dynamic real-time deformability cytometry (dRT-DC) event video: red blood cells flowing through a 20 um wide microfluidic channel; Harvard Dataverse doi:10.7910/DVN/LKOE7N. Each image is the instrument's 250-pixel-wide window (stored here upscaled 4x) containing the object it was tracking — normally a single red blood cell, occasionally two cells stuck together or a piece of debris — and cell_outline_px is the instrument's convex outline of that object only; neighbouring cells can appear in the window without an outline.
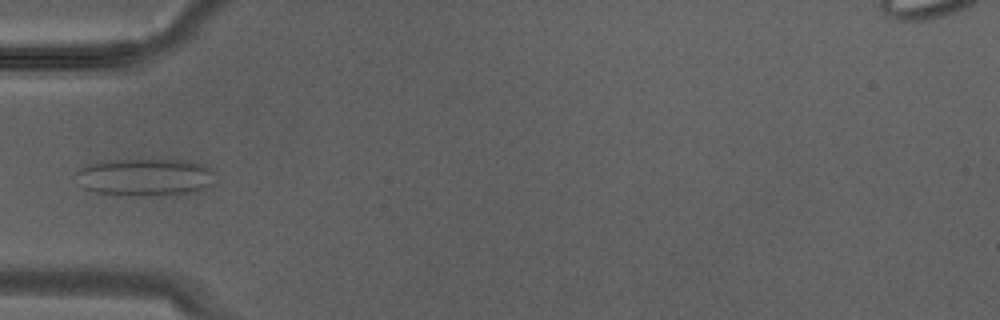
{"species": "Egyptian fruit bat (a non-hibernating species)", "species_latin": "Rousettus aegyptiacus", "temperature_condition": "warm", "stored_images_in_passage": 7, "camera_frame_rate_fps": 3000, "um_per_image_px": 0.085, "animal": {"sex": "male"}, "frame": {"image": 1, "passage_image": 6, "time_ms": 1.667, "image_size_px": [1000, 320], "cell_outline_px": [[216, 184], [200, 192], [156, 196], [128, 196], [96, 192], [84, 188], [76, 184], [72, 176], [80, 168], [88, 164], [108, 160], [188, 160], [204, 164], [212, 168]], "centroid_in_image_um": [12.36, 15.08], "position_along_channel_um": 72.6, "area_um2": 31.5}}